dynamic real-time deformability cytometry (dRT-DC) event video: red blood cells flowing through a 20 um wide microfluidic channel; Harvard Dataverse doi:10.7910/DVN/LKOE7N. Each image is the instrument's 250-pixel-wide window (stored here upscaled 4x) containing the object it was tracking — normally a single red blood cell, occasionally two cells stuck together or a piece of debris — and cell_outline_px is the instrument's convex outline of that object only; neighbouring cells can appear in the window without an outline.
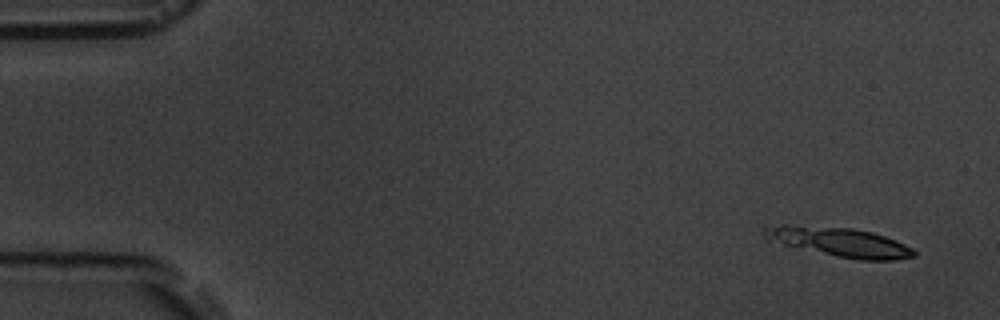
{"species": "common noctule bat (a hibernating species)", "species_latin": "Nyctalus noctula", "temperature_condition": "room temperature", "stored_images_in_passage": 5, "camera_frame_rate_fps": 3000, "um_per_image_px": 0.085, "animal": {"sex": "male", "body_mass_g": 19.5, "forearm_length_mm": 54.6}, "frame": {"image": 1, "passage_image": 1, "time_ms": 0.0, "image_size_px": [1000, 320], "cell_outline_px": [[916, 256], [892, 260], [860, 260], [836, 256], [784, 244], [768, 240], [764, 236], [760, 228], [764, 224], [784, 224], [852, 228], [872, 232], [896, 240], [912, 248], [916, 252]], "centroid_in_image_um": [71.29, 20.54], "position_along_channel_um": 13.7, "area_um2": 25.55}}
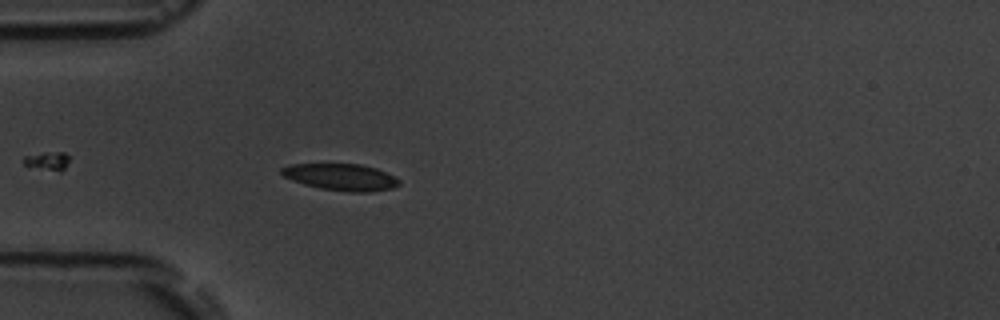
{"frame": {"image": 2, "passage_image": 5, "time_ms": 4.667, "image_size_px": [1000, 320], "cell_outline_px": [[400, 184], [392, 188], [372, 192], [352, 192], [320, 188], [304, 184], [292, 180], [284, 176], [280, 172], [280, 168], [288, 164], [360, 164], [376, 168], [396, 176], [400, 180]], "centroid_in_image_um": [29.0, 15.04], "position_along_channel_um": 56.0, "area_um2": 18.38}}